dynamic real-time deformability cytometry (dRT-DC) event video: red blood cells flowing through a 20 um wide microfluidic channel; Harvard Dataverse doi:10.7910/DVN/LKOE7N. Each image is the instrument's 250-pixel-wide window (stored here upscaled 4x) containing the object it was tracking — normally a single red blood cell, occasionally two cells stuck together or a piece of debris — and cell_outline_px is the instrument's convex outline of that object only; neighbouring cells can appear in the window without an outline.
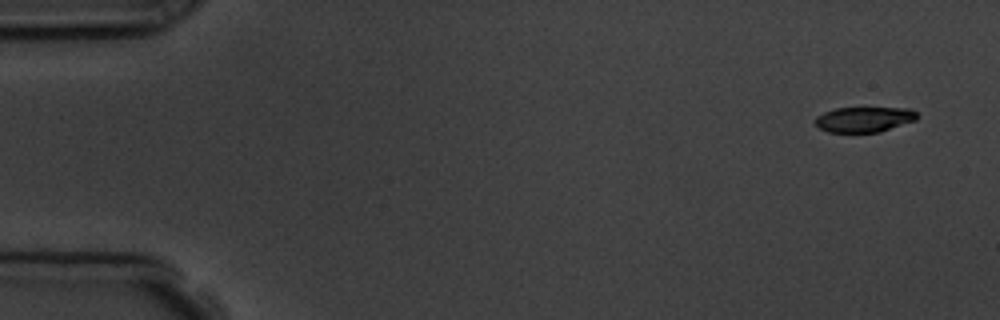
{"species": "common noctule bat (a hibernating species)", "species_latin": "Nyctalus noctula", "temperature_condition": "room temperature", "stored_images_in_passage": 6, "camera_frame_rate_fps": 3000, "um_per_image_px": 0.085, "animal": {"sex": "male", "body_mass_g": 19.5, "forearm_length_mm": 54.6}, "frame": {"image": 1, "passage_image": 1, "time_ms": 0.0, "image_size_px": [1000, 320], "cell_outline_px": [[916, 120], [880, 132], [828, 132], [820, 128], [816, 124], [816, 116], [824, 112], [836, 108], [912, 108], [916, 112]], "centroid_in_image_um": [73.46, 10.14], "position_along_channel_um": 11.5, "area_um2": 14.91}}
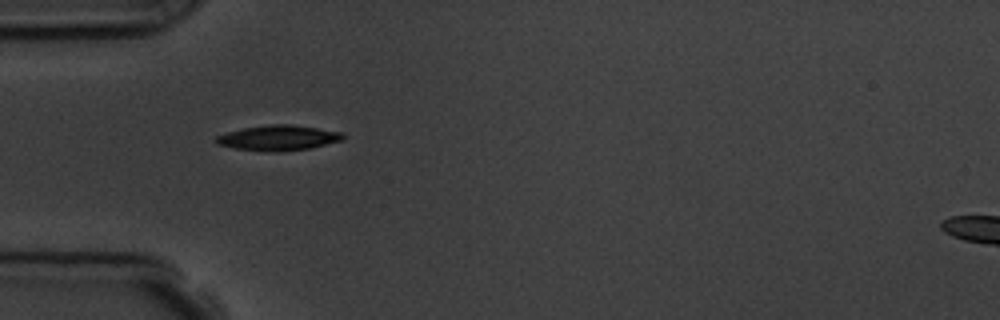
{"frame": {"image": 2, "passage_image": 5, "time_ms": 4.667, "image_size_px": [1000, 320], "cell_outline_px": [[344, 140], [308, 148], [280, 152], [276, 152], [236, 148], [216, 144], [212, 140], [216, 136], [228, 132], [244, 128], [268, 124], [288, 124], [344, 132]], "centroid_in_image_um": [23.65, 11.71], "position_along_channel_um": 61.4, "area_um2": 18.55}}